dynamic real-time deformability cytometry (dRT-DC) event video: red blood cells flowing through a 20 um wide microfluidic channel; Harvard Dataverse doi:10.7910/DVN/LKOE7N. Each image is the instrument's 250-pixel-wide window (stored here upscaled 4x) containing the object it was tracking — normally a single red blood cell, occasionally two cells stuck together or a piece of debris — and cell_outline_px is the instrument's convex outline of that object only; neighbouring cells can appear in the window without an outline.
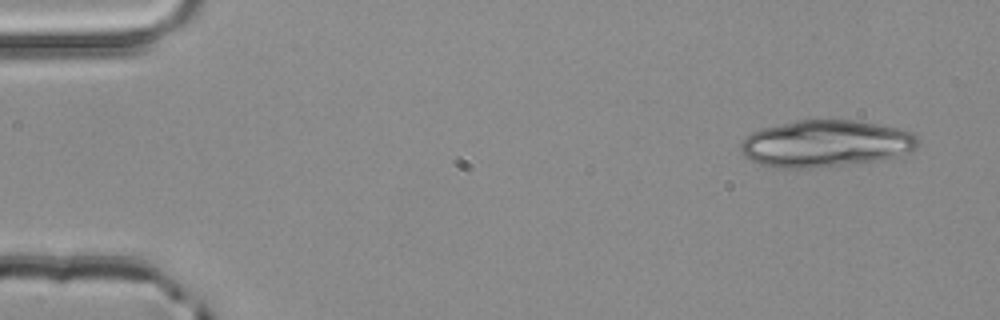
{"species": "common noctule bat (a hibernating species)", "species_latin": "Nyctalus noctula", "temperature_condition": "room temperature", "stored_images_in_passage": 3, "camera_frame_rate_fps": 3000, "um_per_image_px": 0.085, "animal": {"sex": "male", "body_mass_g": 20.4}, "frame": {"image": 1, "passage_image": 1, "time_ms": 0.0, "image_size_px": [1000, 320], "cell_outline_px": [[920, 144], [912, 152], [884, 160], [812, 168], [776, 168], [760, 164], [744, 156], [740, 152], [740, 144], [752, 132], [760, 128], [796, 120], [852, 120], [876, 124], [896, 128], [912, 132], [920, 140]], "centroid_in_image_um": [70.2, 12.21], "position_along_channel_um": 14.8, "area_um2": 48.73}}